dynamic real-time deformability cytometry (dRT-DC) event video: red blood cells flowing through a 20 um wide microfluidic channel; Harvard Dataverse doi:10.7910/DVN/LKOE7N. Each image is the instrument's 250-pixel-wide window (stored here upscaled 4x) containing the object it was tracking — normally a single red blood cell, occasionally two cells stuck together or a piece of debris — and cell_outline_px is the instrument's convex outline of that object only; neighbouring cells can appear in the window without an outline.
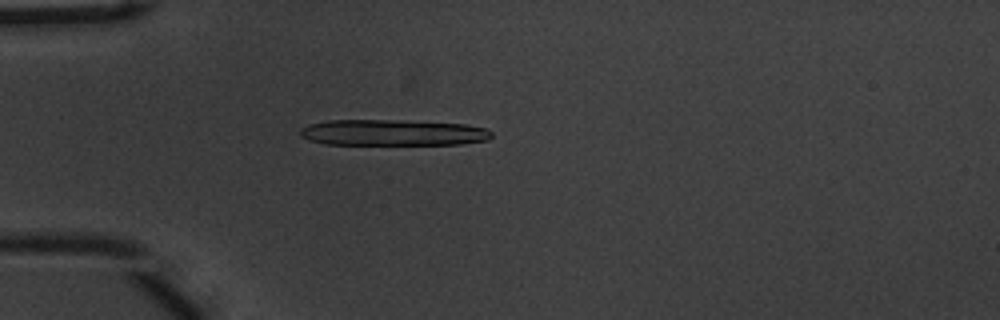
{"species": "common noctule bat (a hibernating species)", "species_latin": "Nyctalus noctula", "temperature_condition": "warm", "stored_images_in_passage": 19, "camera_frame_rate_fps": 3000, "um_per_image_px": 0.085, "animal": {"sex": "male", "body_mass_g": 20.1, "forearm_length_mm": 53.5}, "frame": {"image": 1, "passage_image": 16, "time_ms": 5.0, "image_size_px": [1000, 320], "cell_outline_px": [[492, 136], [488, 140], [460, 144], [324, 144], [308, 140], [300, 136], [300, 128], [308, 124], [328, 120], [392, 120], [464, 124], [488, 128], [492, 132]], "centroid_in_image_um": [33.37, 11.27], "position_along_channel_um": 51.6, "area_um2": 29.13}}